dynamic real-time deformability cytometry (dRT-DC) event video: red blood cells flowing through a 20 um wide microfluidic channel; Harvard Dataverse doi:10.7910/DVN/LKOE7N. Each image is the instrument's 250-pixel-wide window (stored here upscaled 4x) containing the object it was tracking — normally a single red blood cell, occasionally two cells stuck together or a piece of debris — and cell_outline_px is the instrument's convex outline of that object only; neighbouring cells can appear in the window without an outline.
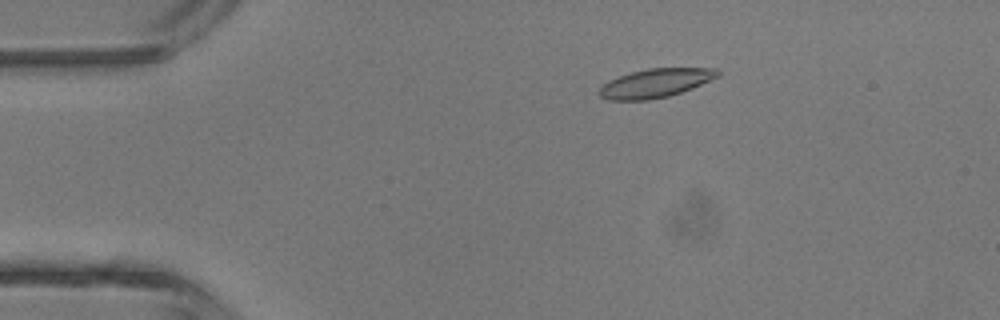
{"species": "common noctule bat (a hibernating species)", "species_latin": "Nyctalus noctula", "temperature_condition": "room temperature", "stored_images_in_passage": 5, "camera_frame_rate_fps": 3000, "um_per_image_px": 0.085, "animal": {"sex": "male", "body_mass_g": 13.3}, "frame": {"image": 1, "passage_image": 3, "time_ms": 2.333, "image_size_px": [1000, 320], "cell_outline_px": [[720, 76], [692, 88], [668, 96], [648, 100], [608, 100], [600, 96], [600, 88], [608, 80], [632, 72], [648, 68], [716, 68], [720, 72]], "centroid_in_image_um": [55.73, 7.06], "position_along_channel_um": 29.3, "area_um2": 19.71}}